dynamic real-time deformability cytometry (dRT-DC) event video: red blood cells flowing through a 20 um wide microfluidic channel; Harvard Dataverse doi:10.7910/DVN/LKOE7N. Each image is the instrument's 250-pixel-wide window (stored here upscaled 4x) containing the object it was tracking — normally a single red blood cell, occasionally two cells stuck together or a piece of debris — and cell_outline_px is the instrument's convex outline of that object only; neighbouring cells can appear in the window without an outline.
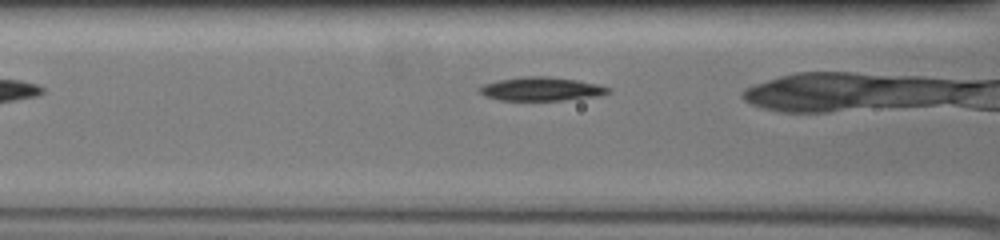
{"species": "common noctule bat (a hibernating species)", "species_latin": "Nyctalus noctula", "temperature_condition": "warm", "stored_images_in_passage": 22, "camera_frame_rate_fps": 3000, "um_per_image_px": 0.085, "animal": {"sex": "female", "body_mass_g": 19.5, "forearm_length_mm": 54.1}, "frame": {"image": 1, "passage_image": 6, "time_ms": 1.667, "image_size_px": [1000, 240], "cell_outline_px": [[608, 92], [596, 96], [564, 100], [500, 100], [484, 96], [480, 92], [480, 88], [484, 84], [496, 80], [524, 76], [548, 76], [576, 80], [596, 84], [608, 88]], "centroid_in_image_um": [45.94, 7.56], "position_along_channel_um": 120.7, "area_um2": 17.46}}
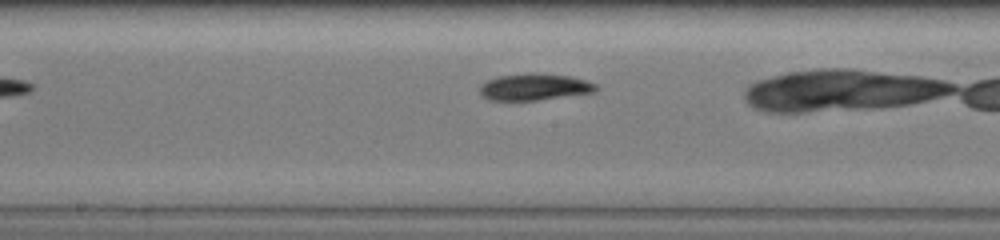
{"frame": {"image": 2, "passage_image": 13, "time_ms": 4.0, "image_size_px": [1000, 240], "cell_outline_px": [[600, 88], [592, 92], [536, 100], [488, 100], [480, 92], [480, 88], [488, 80], [500, 76], [572, 76], [596, 84]], "centroid_in_image_um": [45.45, 7.44], "position_along_channel_um": 202.8, "area_um2": 16.76}}
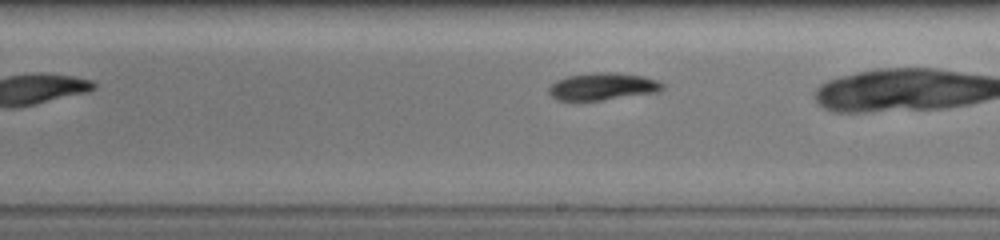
{"frame": {"image": 3, "passage_image": 16, "time_ms": 5.0, "image_size_px": [1000, 240], "cell_outline_px": [[664, 88], [660, 92], [604, 100], [556, 100], [548, 92], [548, 88], [556, 80], [568, 76], [592, 72], [616, 72], [640, 76], [656, 80], [664, 84]], "centroid_in_image_um": [51.23, 7.35], "position_along_channel_um": 237.8, "area_um2": 18.15}}